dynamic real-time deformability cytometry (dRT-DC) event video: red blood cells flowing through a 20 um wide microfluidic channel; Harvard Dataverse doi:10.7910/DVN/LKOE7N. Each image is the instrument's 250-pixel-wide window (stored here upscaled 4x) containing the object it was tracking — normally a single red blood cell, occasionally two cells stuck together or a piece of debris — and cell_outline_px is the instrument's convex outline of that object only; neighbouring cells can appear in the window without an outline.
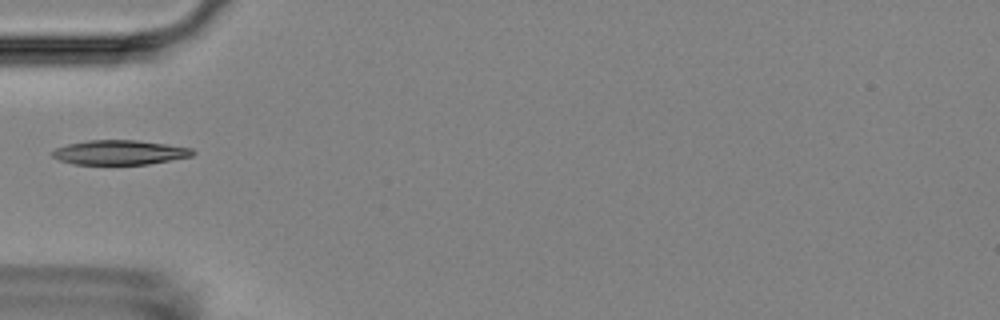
{"species": "Egyptian fruit bat (a non-hibernating species)", "species_latin": "Rousettus aegyptiacus", "temperature_condition": "room temperature", "stored_images_in_passage": 38, "camera_frame_rate_fps": 3000, "um_per_image_px": 0.085, "animal": {"sex": "female"}, "frame": {"image": 1, "passage_image": 1, "time_ms": 0.0, "image_size_px": [1000, 320], "cell_outline_px": [[196, 152], [192, 156], [148, 164], [72, 164], [60, 160], [52, 156], [52, 152], [56, 148], [68, 144], [88, 140], [136, 140], [192, 148]], "centroid_in_image_um": [10.17, 12.95], "position_along_channel_um": 74.8, "area_um2": 19.88}}
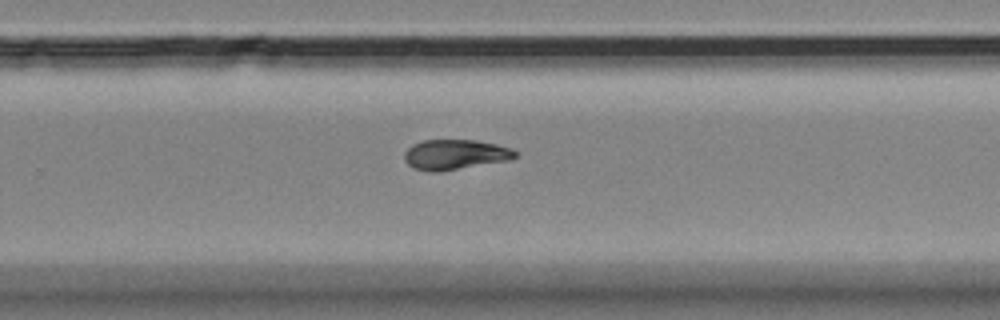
{"frame": {"image": 2, "passage_image": 19, "time_ms": 6.0, "image_size_px": [1000, 320], "cell_outline_px": [[516, 156], [512, 160], [436, 172], [428, 172], [412, 168], [404, 160], [404, 152], [412, 144], [424, 140], [476, 140], [496, 144], [512, 148], [516, 152]], "centroid_in_image_um": [38.67, 13.14], "position_along_channel_um": 291.1, "area_um2": 19.59}}
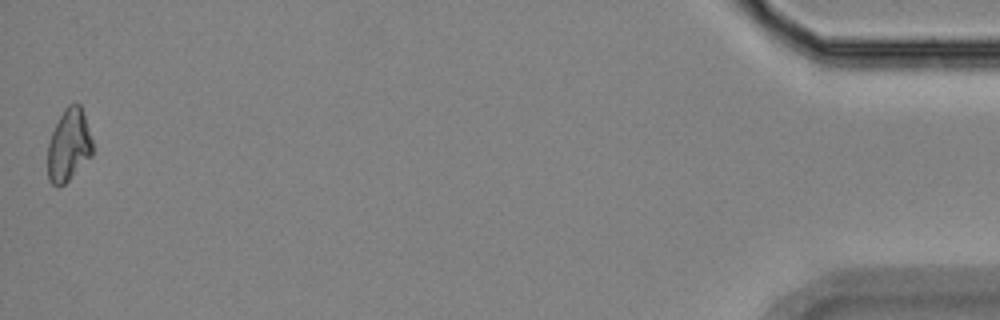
{"frame": {"image": 3, "passage_image": 38, "time_ms": 12.333, "image_size_px": [1000, 320], "cell_outline_px": [[92, 156], [64, 184], [52, 184], [48, 180], [48, 144], [52, 132], [64, 108], [68, 104], [80, 104], [92, 140]], "centroid_in_image_um": [5.84, 12.34], "position_along_channel_um": 429.4, "area_um2": 18.55}}